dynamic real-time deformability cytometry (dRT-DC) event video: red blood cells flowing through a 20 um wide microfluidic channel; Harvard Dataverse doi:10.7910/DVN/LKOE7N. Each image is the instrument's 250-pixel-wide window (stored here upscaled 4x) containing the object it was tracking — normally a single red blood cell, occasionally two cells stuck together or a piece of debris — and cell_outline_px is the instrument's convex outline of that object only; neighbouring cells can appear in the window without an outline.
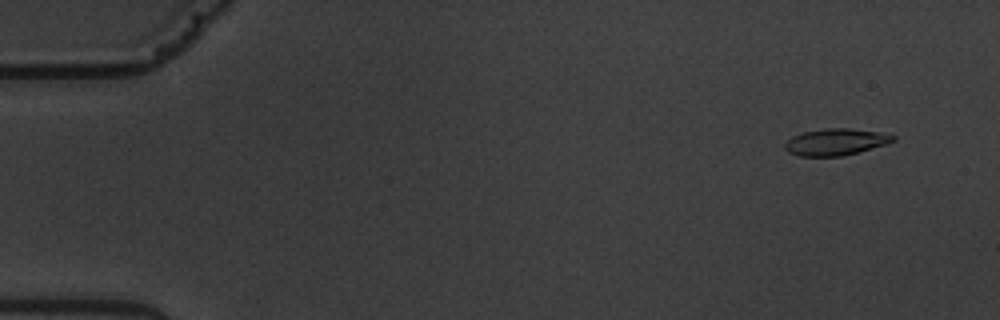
{"species": "common noctule bat (a hibernating species)", "species_latin": "Nyctalus noctula", "temperature_condition": "warm", "stored_images_in_passage": 5, "camera_frame_rate_fps": 3000, "um_per_image_px": 0.085, "animal": {"sex": "male", "body_mass_g": 19.5, "forearm_length_mm": 54.6}, "frame": {"image": 1, "passage_image": 2, "time_ms": 1.333, "image_size_px": [1000, 320], "cell_outline_px": [[896, 140], [888, 144], [840, 156], [800, 156], [788, 152], [784, 148], [784, 144], [792, 136], [804, 132], [824, 128], [848, 128], [876, 132], [896, 136]], "centroid_in_image_um": [71.01, 12.06], "position_along_channel_um": 14.0, "area_um2": 16.65}}
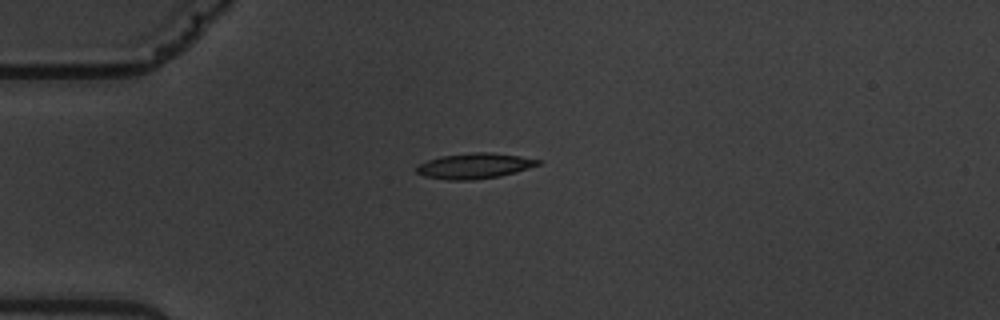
{"frame": {"image": 2, "passage_image": 5, "time_ms": 5.0, "image_size_px": [1000, 320], "cell_outline_px": [[540, 164], [528, 168], [500, 176], [472, 180], [448, 180], [424, 176], [416, 172], [416, 168], [420, 164], [428, 160], [440, 156], [472, 152], [492, 152], [520, 156], [540, 160]], "centroid_in_image_um": [40.31, 14.09], "position_along_channel_um": 44.7, "area_um2": 17.92}}